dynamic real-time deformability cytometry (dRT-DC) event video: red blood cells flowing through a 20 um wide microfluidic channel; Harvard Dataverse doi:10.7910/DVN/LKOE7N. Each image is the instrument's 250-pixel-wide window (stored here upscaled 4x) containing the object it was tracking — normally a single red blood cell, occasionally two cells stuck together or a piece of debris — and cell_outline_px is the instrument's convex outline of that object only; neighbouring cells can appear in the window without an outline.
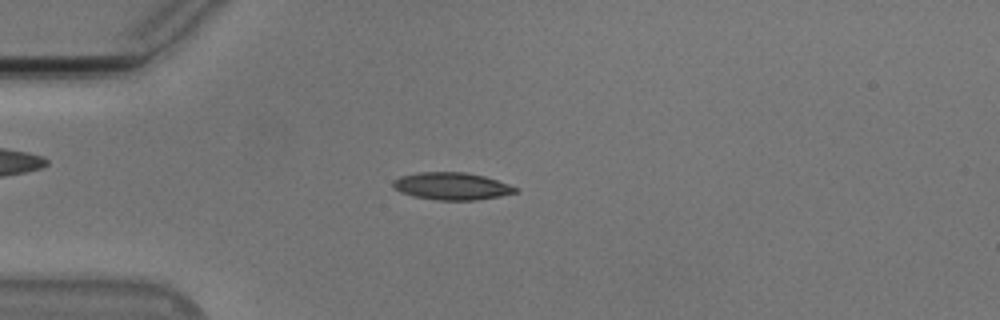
{"species": "Egyptian fruit bat (a non-hibernating species)", "species_latin": "Rousettus aegyptiacus", "temperature_condition": "cold", "stored_images_in_passage": 55, "camera_frame_rate_fps": 3000, "um_per_image_px": 0.085, "animal": {"sex": "male"}, "frame": {"image": 1, "passage_image": 15, "time_ms": 4.667, "image_size_px": [1000, 320], "cell_outline_px": [[520, 188], [516, 192], [500, 196], [476, 200], [436, 200], [412, 196], [400, 192], [392, 184], [392, 180], [400, 176], [420, 172], [464, 172], [484, 176]], "centroid_in_image_um": [38.38, 15.82], "position_along_channel_um": 46.6, "area_um2": 19.48}}
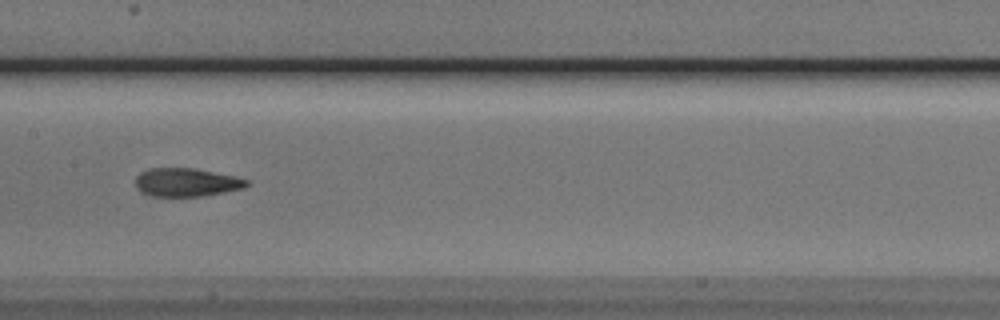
{"frame": {"image": 2, "passage_image": 28, "time_ms": 9.0, "image_size_px": [1000, 320], "cell_outline_px": [[248, 184], [244, 188], [224, 192], [200, 196], [152, 196], [140, 192], [136, 188], [136, 176], [140, 172], [148, 168], [196, 168], [232, 176], [248, 180]], "centroid_in_image_um": [15.79, 15.49], "position_along_channel_um": 191.6, "area_um2": 18.32}}
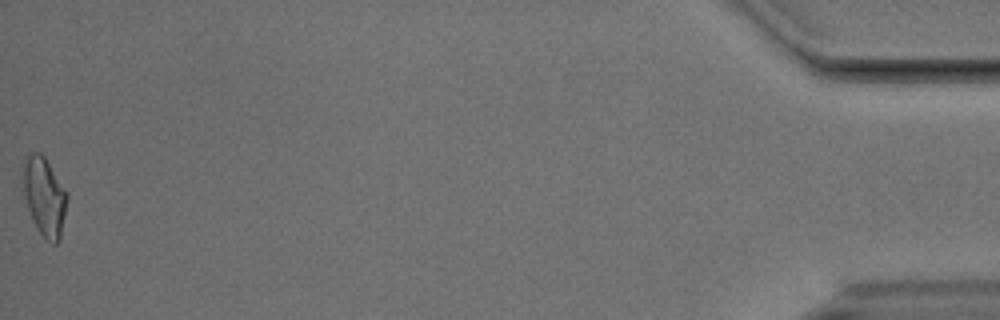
{"frame": {"image": 3, "passage_image": 55, "time_ms": 18.0, "image_size_px": [1000, 320], "cell_outline_px": [[68, 200], [60, 240], [56, 244], [52, 244], [36, 228], [32, 220], [24, 196], [20, 172], [20, 168], [24, 156], [28, 152], [40, 152], [44, 156], [68, 192]], "centroid_in_image_um": [3.74, 16.64], "position_along_channel_um": 431.5, "area_um2": 20.92}, "authors_computed_cell_mechanics": {"area_um2": 18.6116, "velocity_mm_per_s": 3.7642, "shape_relaxation_time_tau1_ms": 3.6496, "shape_relaxation_time_tau2_ms": 1.1814, "deformation_change_tau1": 0.1583, "deformation_change_tau2": 0.0786}}